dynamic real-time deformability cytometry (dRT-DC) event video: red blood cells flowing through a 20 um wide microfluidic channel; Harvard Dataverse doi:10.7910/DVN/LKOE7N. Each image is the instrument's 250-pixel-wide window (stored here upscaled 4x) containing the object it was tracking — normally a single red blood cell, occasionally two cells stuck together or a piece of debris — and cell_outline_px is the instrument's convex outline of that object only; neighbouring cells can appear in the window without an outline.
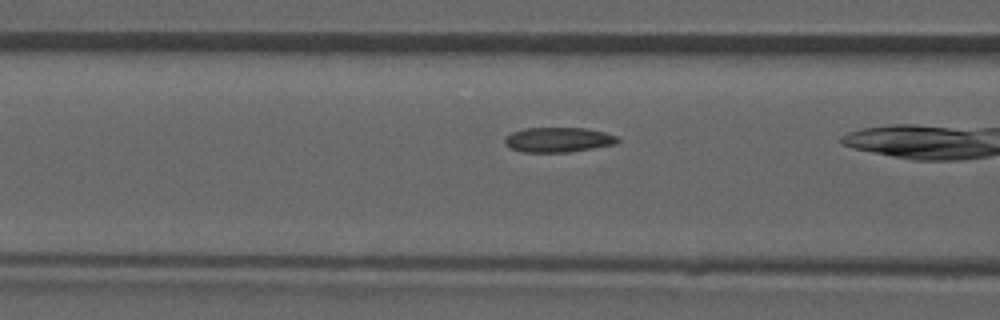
{"species": "common noctule bat (a hibernating species)", "species_latin": "Nyctalus noctula", "temperature_condition": "room temperature", "stored_images_in_passage": 12, "camera_frame_rate_fps": 3000, "um_per_image_px": 0.085, "animal": {"sex": "male", "forearm_length_mm": 52.5}, "frame": {"image": 1, "passage_image": 10, "time_ms": 3.0, "image_size_px": [1000, 320], "cell_outline_px": [[620, 140], [616, 144], [568, 152], [524, 152], [512, 148], [504, 144], [504, 136], [512, 132], [524, 128], [588, 128], [620, 136]], "centroid_in_image_um": [47.47, 11.87], "position_along_channel_um": 119.1, "area_um2": 16.47}}